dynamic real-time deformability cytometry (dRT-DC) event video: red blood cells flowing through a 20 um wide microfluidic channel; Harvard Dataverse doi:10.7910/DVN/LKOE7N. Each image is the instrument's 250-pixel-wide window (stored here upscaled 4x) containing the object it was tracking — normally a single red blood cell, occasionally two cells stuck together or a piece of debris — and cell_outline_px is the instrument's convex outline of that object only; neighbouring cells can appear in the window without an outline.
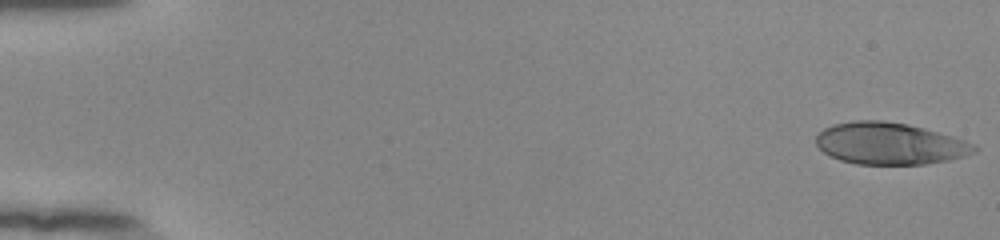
{"species": "human", "species_latin": "Homo sapiens", "temperature_condition": "room temperature", "stored_images_in_passage": 40, "camera_frame_rate_fps": 3000, "um_per_image_px": 0.085, "donor": {"sex": "female"}, "frame": {"image": 1, "passage_image": 1, "time_ms": 0.0, "image_size_px": [1000, 240], "cell_outline_px": [[980, 148], [976, 152], [964, 156], [948, 160], [924, 164], [856, 164], [840, 160], [824, 152], [816, 144], [816, 136], [824, 128], [832, 124], [852, 120], [884, 120], [908, 124], [924, 128], [952, 136], [976, 144]], "centroid_in_image_um": [75.64, 12.19], "position_along_channel_um": 9.4, "area_um2": 38.73}}
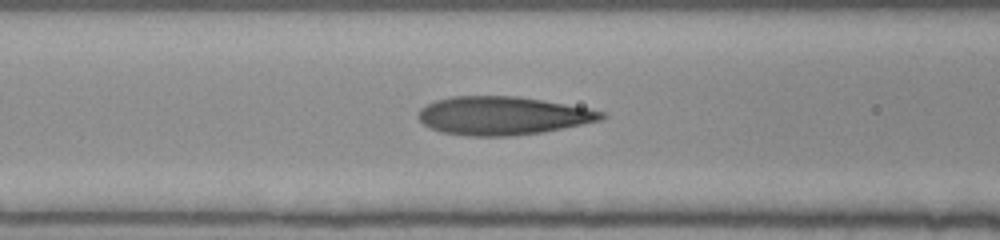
{"frame": {"image": 2, "passage_image": 23, "time_ms": 7.333, "image_size_px": [1000, 240], "cell_outline_px": [[608, 116], [600, 120], [544, 132], [512, 136], [468, 136], [440, 132], [424, 124], [416, 116], [420, 108], [436, 100], [452, 96], [516, 96], [588, 108], [604, 112]], "centroid_in_image_um": [42.7, 9.84], "position_along_channel_um": 123.9, "area_um2": 40.81}}
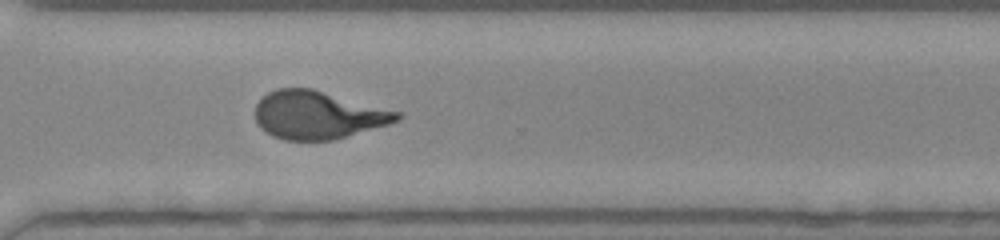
{"frame": {"image": 3, "passage_image": 40, "time_ms": 13.0, "image_size_px": [1000, 240], "cell_outline_px": [[404, 116], [400, 120], [388, 124], [332, 140], [284, 140], [272, 136], [260, 128], [256, 120], [256, 104], [268, 92], [276, 88], [312, 88], [400, 112]], "centroid_in_image_um": [27.01, 9.77], "position_along_channel_um": 343.6, "area_um2": 39.48}}